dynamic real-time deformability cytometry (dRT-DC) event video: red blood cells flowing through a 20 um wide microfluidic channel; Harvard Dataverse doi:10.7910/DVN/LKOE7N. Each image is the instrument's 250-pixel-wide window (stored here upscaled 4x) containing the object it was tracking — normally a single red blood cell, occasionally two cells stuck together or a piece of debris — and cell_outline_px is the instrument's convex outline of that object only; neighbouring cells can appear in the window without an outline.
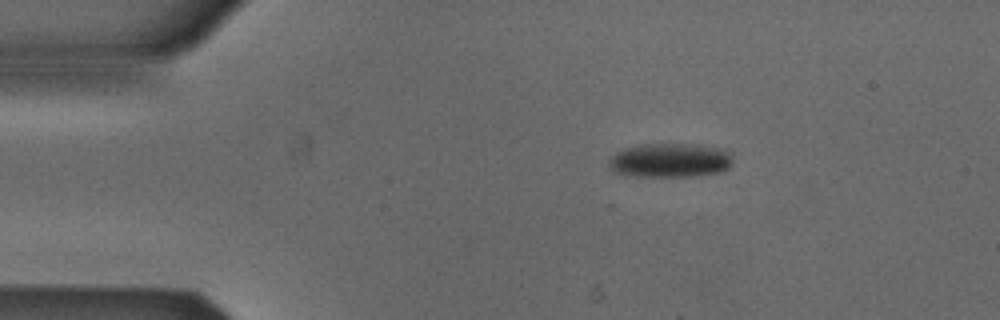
{"species": "Egyptian fruit bat (a non-hibernating species)", "species_latin": "Rousettus aegyptiacus", "temperature_condition": "cold", "stored_images_in_passage": 4, "camera_frame_rate_fps": 3000, "um_per_image_px": 0.085, "animal": {"sex": "male"}, "frame": {"image": 1, "passage_image": 1, "time_ms": 0.0, "image_size_px": [1000, 320], "cell_outline_px": [[732, 164], [728, 168], [720, 172], [692, 176], [636, 176], [616, 172], [608, 168], [608, 160], [616, 152], [624, 148], [644, 144], [696, 144], [716, 148], [728, 152], [732, 160]], "centroid_in_image_um": [56.92, 13.63], "position_along_channel_um": 28.1, "area_um2": 24.51}}
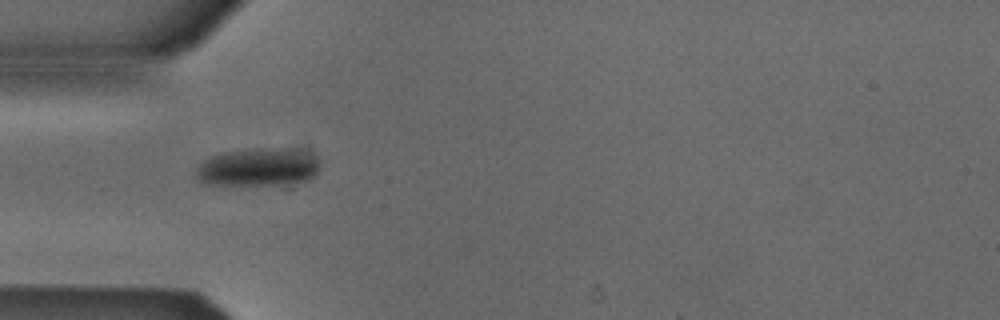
{"frame": {"image": 2, "passage_image": 3, "time_ms": 0.667, "image_size_px": [1000, 320], "cell_outline_px": [[320, 168], [316, 176], [292, 188], [280, 188], [208, 184], [200, 180], [196, 176], [196, 168], [204, 160], [212, 156], [224, 152], [256, 148], [296, 148], [312, 152], [320, 160]], "centroid_in_image_um": [22.1, 14.27], "position_along_channel_um": 62.9, "area_um2": 29.48}}
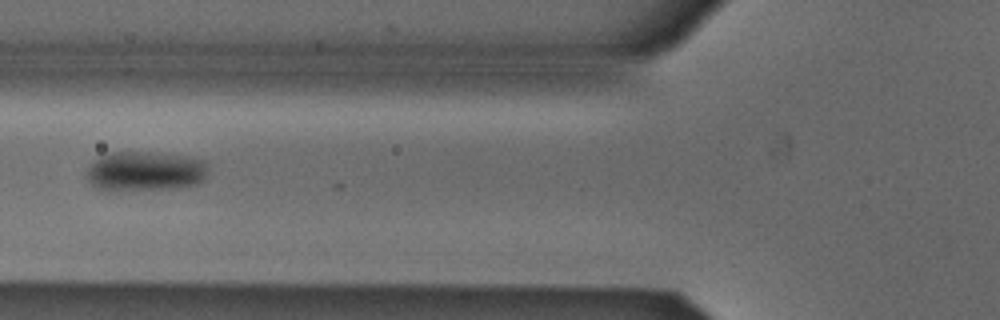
{"frame": {"image": 3, "passage_image": 4, "time_ms": 1.0, "image_size_px": [1000, 320], "cell_outline_px": [[208, 164], [204, 180], [196, 184], [172, 188], [100, 188], [92, 184], [88, 180], [88, 168], [100, 156], [112, 152], [152, 152], [184, 156], [204, 160]], "centroid_in_image_um": [12.4, 14.51], "position_along_channel_um": 113.4, "area_um2": 27.11}}